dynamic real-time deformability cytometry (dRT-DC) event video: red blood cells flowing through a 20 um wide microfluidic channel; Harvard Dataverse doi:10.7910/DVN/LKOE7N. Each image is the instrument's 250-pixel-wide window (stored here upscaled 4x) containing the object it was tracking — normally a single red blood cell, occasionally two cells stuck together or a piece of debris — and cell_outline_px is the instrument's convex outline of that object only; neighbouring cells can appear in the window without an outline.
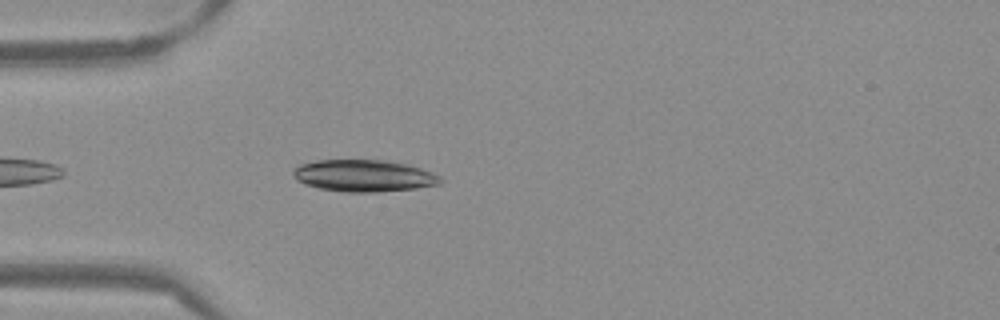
{"species": "Egyptian fruit bat (a non-hibernating species)", "species_latin": "Rousettus aegyptiacus", "temperature_condition": "warm", "stored_images_in_passage": 40, "camera_frame_rate_fps": 3000, "um_per_image_px": 0.085, "frame": {"image": 1, "passage_image": 3, "time_ms": 0.667, "image_size_px": [1000, 320], "cell_outline_px": [[444, 180], [440, 184], [416, 188], [380, 192], [344, 192], [320, 188], [304, 184], [296, 180], [292, 176], [292, 172], [300, 164], [316, 160], [384, 160], [408, 164], [432, 172], [440, 176]], "centroid_in_image_um": [30.93, 14.94], "position_along_channel_um": 54.1, "area_um2": 27.51}}
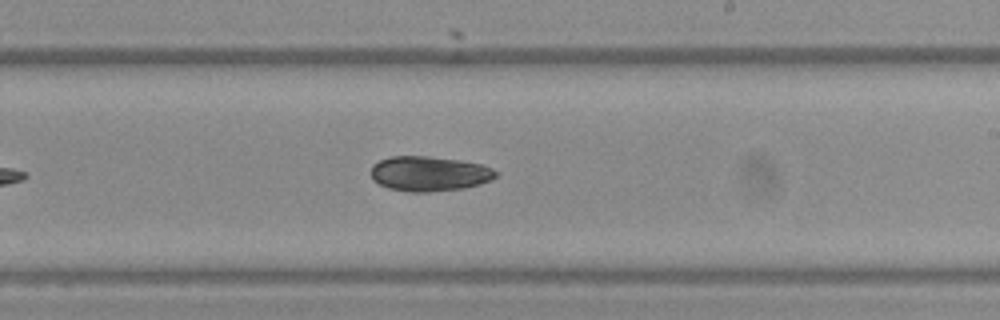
{"frame": {"image": 2, "passage_image": 19, "time_ms": 6.0, "image_size_px": [1000, 320], "cell_outline_px": [[500, 172], [492, 180], [480, 184], [464, 188], [428, 192], [408, 192], [388, 188], [372, 180], [372, 164], [380, 160], [392, 156], [428, 156], [460, 160], [480, 164], [492, 168]], "centroid_in_image_um": [36.5, 14.76], "position_along_channel_um": 252.5, "area_um2": 25.55}}
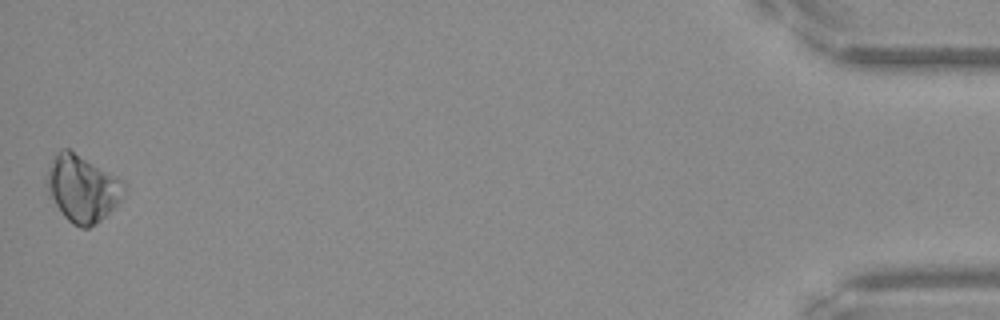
{"frame": {"image": 3, "passage_image": 40, "time_ms": 13.0, "image_size_px": [1000, 320], "cell_outline_px": [[128, 188], [124, 196], [100, 220], [88, 228], [80, 228], [72, 224], [64, 216], [48, 196], [44, 184], [44, 180], [52, 160], [56, 152], [60, 148], [68, 148], [124, 180]], "centroid_in_image_um": [6.98, 16.0], "position_along_channel_um": 428.2, "area_um2": 30.4}, "authors_computed_cell_mechanics": {"area_um2": 25.5476, "velocity_mm_per_s": 3.8419, "shape_relaxation_time_tau1_ms": 4.5236, "shape_relaxation_time_tau2_ms": null, "deformation_change_tau1": 0.128, "deformation_change_tau2": null}}